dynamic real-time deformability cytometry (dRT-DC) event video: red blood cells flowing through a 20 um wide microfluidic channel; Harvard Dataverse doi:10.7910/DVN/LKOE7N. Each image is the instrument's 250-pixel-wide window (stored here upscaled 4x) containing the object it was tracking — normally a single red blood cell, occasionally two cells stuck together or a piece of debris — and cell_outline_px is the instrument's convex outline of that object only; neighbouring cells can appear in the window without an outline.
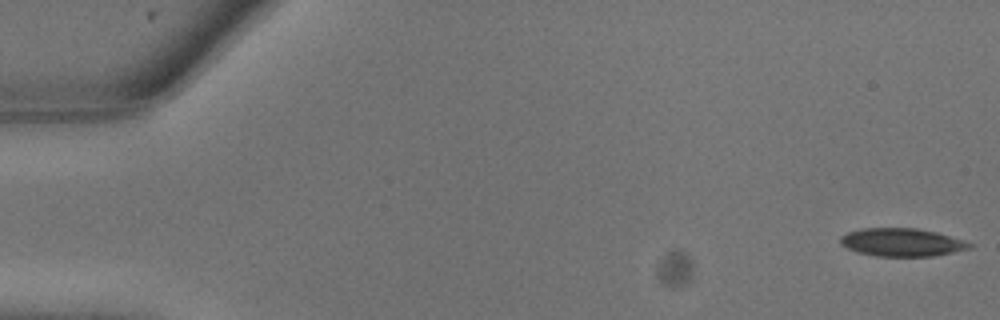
{"species": "common noctule bat (a hibernating species)", "species_latin": "Nyctalus noctula", "temperature_condition": "warm", "stored_images_in_passage": 11, "camera_frame_rate_fps": 3000, "um_per_image_px": 0.085, "animal": {"sex": "male", "body_mass_g": 13.3}, "frame": {"image": 1, "passage_image": 1, "time_ms": 0.0, "image_size_px": [1000, 320], "cell_outline_px": [[976, 244], [972, 248], [936, 256], [876, 256], [856, 252], [840, 244], [840, 236], [848, 232], [860, 228], [916, 228], [936, 232], [964, 240]], "centroid_in_image_um": [76.68, 20.6], "position_along_channel_um": 8.3, "area_um2": 21.33}}
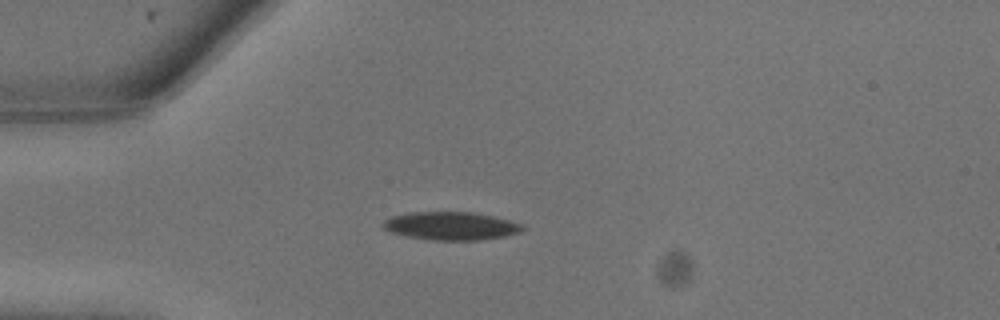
{"frame": {"image": 2, "passage_image": 7, "time_ms": 2.0, "image_size_px": [1000, 320], "cell_outline_px": [[524, 228], [520, 232], [504, 236], [480, 240], [432, 240], [408, 236], [392, 232], [384, 228], [380, 224], [384, 220], [392, 216], [408, 212], [472, 212], [492, 216], [508, 220], [520, 224]], "centroid_in_image_um": [38.29, 19.2], "position_along_channel_um": 46.7, "area_um2": 22.66}}
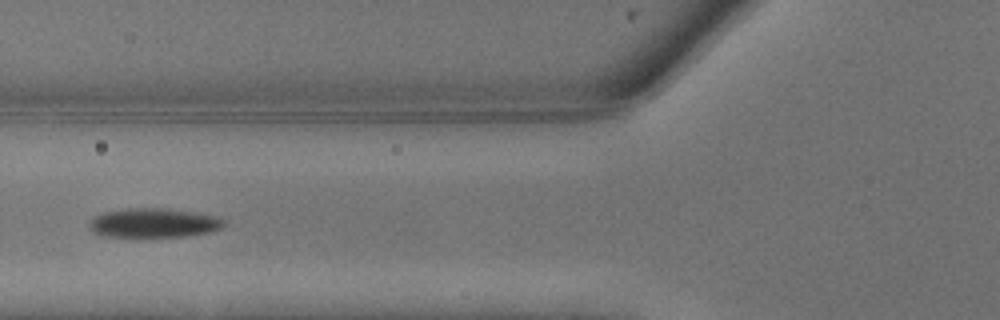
{"frame": {"image": 3, "passage_image": 10, "time_ms": 3.0, "image_size_px": [1000, 320], "cell_outline_px": [[228, 220], [224, 228], [212, 232], [188, 236], [100, 236], [92, 232], [88, 228], [88, 224], [96, 216], [104, 212], [124, 208], [168, 208], [200, 212], [220, 216]], "centroid_in_image_um": [13.17, 18.93], "position_along_channel_um": 112.6, "area_um2": 23.58}}